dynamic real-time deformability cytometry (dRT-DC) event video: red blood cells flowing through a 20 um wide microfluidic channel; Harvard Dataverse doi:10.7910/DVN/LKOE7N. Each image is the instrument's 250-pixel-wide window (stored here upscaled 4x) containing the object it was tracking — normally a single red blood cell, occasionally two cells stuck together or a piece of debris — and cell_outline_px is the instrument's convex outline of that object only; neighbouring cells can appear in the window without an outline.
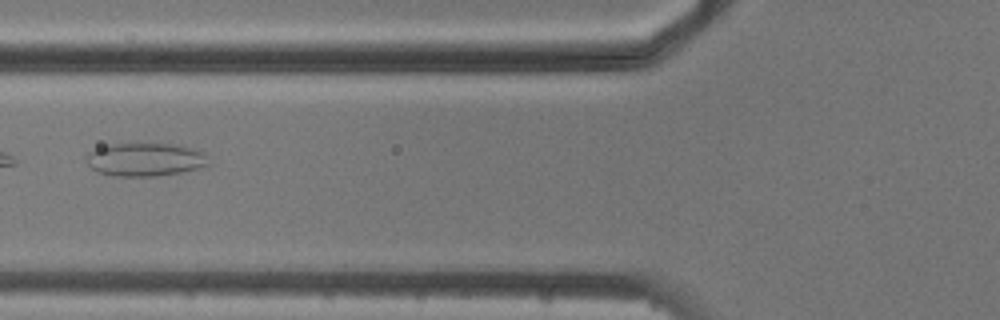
{"species": "common noctule bat (a hibernating species)", "species_latin": "Nyctalus noctula", "temperature_condition": "cold", "stored_images_in_passage": 8, "camera_frame_rate_fps": 3000, "um_per_image_px": 0.085, "animal": {"sex": "male", "body_mass_g": 20.5, "forearm_length_mm": 52.5}, "frame": {"image": 1, "passage_image": 4, "time_ms": 3.667, "image_size_px": [1000, 320], "cell_outline_px": [[208, 164], [196, 168], [180, 172], [156, 176], [116, 176], [96, 172], [88, 164], [88, 152], [96, 148], [112, 144], [180, 144], [204, 152]], "centroid_in_image_um": [12.32, 13.55], "position_along_channel_um": 113.5, "area_um2": 23.41}}
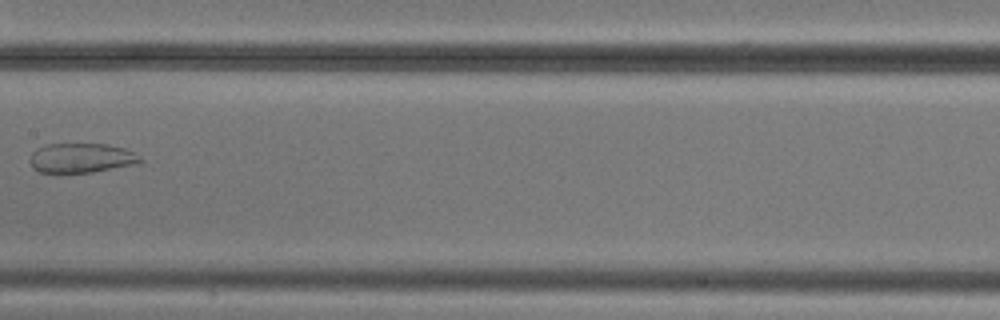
{"frame": {"image": 2, "passage_image": 6, "time_ms": 6.0, "image_size_px": [1000, 320], "cell_outline_px": [[144, 160], [140, 164], [92, 172], [40, 172], [32, 168], [32, 152], [48, 144], [108, 144], [124, 148], [136, 152]], "centroid_in_image_um": [7.02, 13.43], "position_along_channel_um": 200.4, "area_um2": 18.96}}
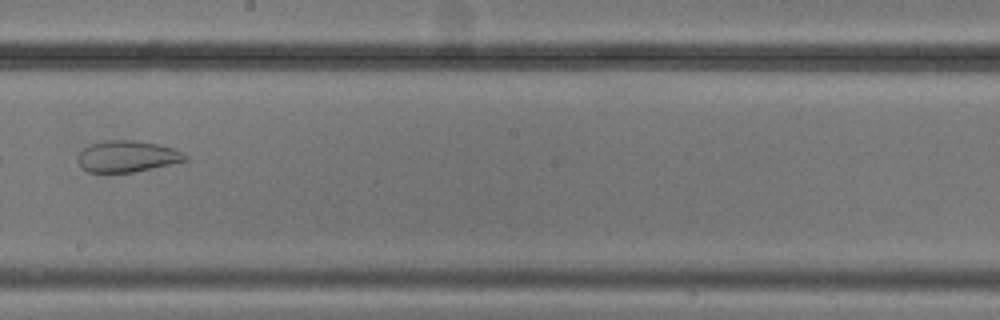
{"frame": {"image": 3, "passage_image": 7, "time_ms": 7.0, "image_size_px": [1000, 320], "cell_outline_px": [[188, 160], [136, 172], [88, 172], [76, 160], [76, 156], [84, 148], [92, 144], [104, 140], [132, 140], [160, 144], [184, 152], [188, 156]], "centroid_in_image_um": [10.83, 13.29], "position_along_channel_um": 237.4, "area_um2": 19.71}}